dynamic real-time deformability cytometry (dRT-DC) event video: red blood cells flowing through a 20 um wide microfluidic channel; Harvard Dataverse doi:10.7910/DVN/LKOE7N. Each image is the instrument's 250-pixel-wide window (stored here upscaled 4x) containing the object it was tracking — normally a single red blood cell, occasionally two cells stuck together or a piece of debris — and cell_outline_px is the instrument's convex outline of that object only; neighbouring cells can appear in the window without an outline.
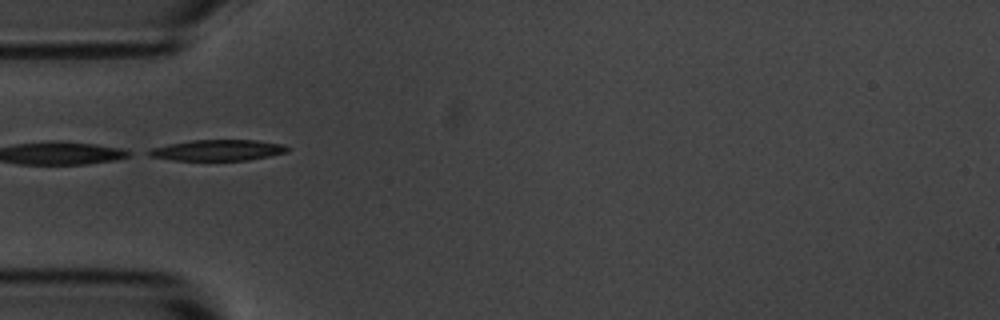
{"species": "common noctule bat (a hibernating species)", "species_latin": "Nyctalus noctula", "temperature_condition": "room temperature", "stored_images_in_passage": 22, "camera_frame_rate_fps": 3000, "um_per_image_px": 0.085, "animal": {"sex": "male", "body_mass_g": 20.1, "forearm_length_mm": 53.5}, "frame": {"image": 1, "passage_image": 1, "time_ms": 0.0, "image_size_px": [1000, 320], "cell_outline_px": [[288, 152], [248, 160], [172, 160], [148, 156], [144, 152], [152, 148], [168, 144], [192, 140], [256, 140], [284, 144], [288, 148]], "centroid_in_image_um": [18.47, 12.76], "position_along_channel_um": 66.5, "area_um2": 16.94}}